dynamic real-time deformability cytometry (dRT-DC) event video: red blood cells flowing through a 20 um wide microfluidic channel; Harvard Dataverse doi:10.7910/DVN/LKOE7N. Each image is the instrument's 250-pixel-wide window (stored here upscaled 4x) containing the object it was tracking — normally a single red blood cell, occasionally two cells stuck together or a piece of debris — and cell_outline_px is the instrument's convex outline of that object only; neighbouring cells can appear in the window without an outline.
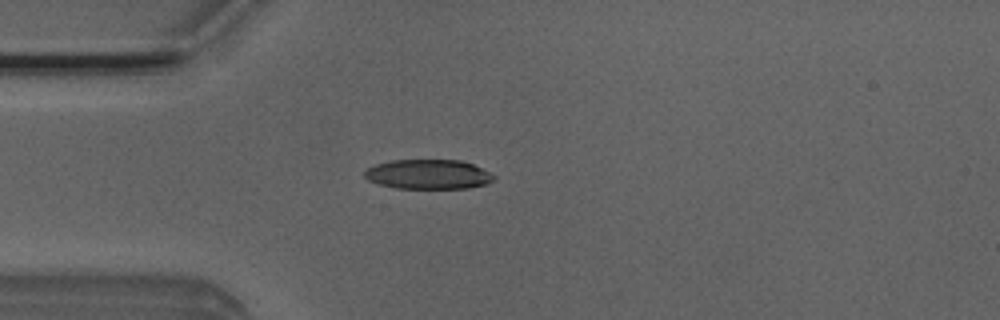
{"species": "Egyptian fruit bat (a non-hibernating species)", "species_latin": "Rousettus aegyptiacus", "temperature_condition": "room temperature", "stored_images_in_passage": 38, "camera_frame_rate_fps": 3000, "um_per_image_px": 0.085, "animal": {"sex": "male"}, "frame": {"image": 1, "passage_image": 4, "time_ms": 1.0, "image_size_px": [1000, 320], "cell_outline_px": [[496, 176], [492, 180], [484, 184], [468, 188], [396, 188], [380, 184], [368, 180], [364, 176], [364, 172], [368, 168], [376, 164], [392, 160], [460, 160], [472, 164]], "centroid_in_image_um": [36.37, 14.81], "position_along_channel_um": 48.6, "area_um2": 22.02}}
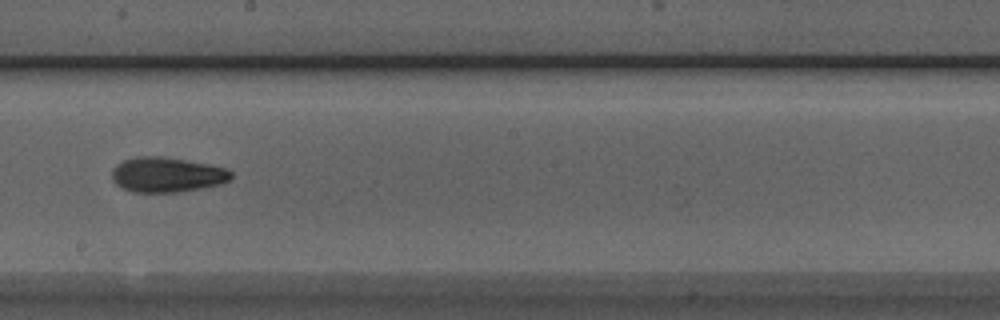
{"frame": {"image": 2, "passage_image": 19, "time_ms": 6.0, "image_size_px": [1000, 320], "cell_outline_px": [[232, 176], [228, 180], [220, 184], [200, 188], [176, 192], [132, 192], [116, 184], [112, 180], [112, 168], [116, 164], [124, 160], [136, 156], [160, 156], [208, 164], [224, 168], [232, 172]], "centroid_in_image_um": [14.14, 14.84], "position_along_channel_um": 234.1, "area_um2": 24.1}}
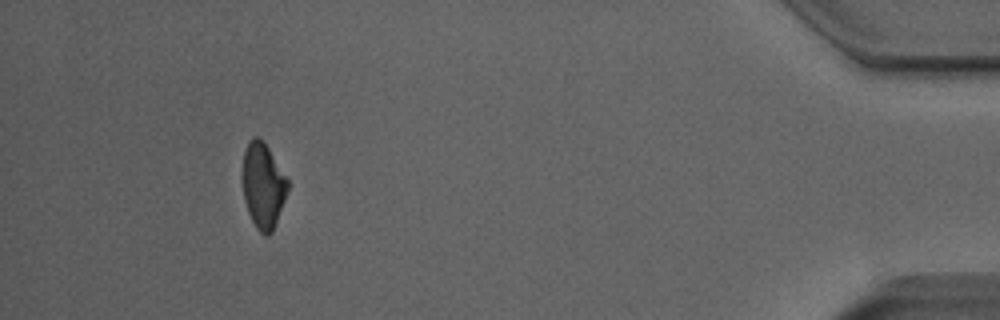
{"frame": {"image": 3, "passage_image": 38, "time_ms": 12.333, "image_size_px": [1000, 320], "cell_outline_px": [[288, 192], [272, 232], [268, 236], [264, 236], [256, 228], [248, 212], [244, 200], [240, 176], [244, 148], [248, 140], [252, 136], [256, 136], [264, 140], [288, 180]], "centroid_in_image_um": [22.32, 15.73], "position_along_channel_um": 412.9, "area_um2": 23.12}, "authors_computed_cell_mechanics": {"area_um2": 23.5824, "velocity_mm_per_s": 3.9271, "shape_relaxation_time_tau1_ms": 5.6243, "shape_relaxation_time_tau2_ms": 2.8045, "deformation_change_tau1": 0.1779, "deformation_change_tau2": 0.0864}}